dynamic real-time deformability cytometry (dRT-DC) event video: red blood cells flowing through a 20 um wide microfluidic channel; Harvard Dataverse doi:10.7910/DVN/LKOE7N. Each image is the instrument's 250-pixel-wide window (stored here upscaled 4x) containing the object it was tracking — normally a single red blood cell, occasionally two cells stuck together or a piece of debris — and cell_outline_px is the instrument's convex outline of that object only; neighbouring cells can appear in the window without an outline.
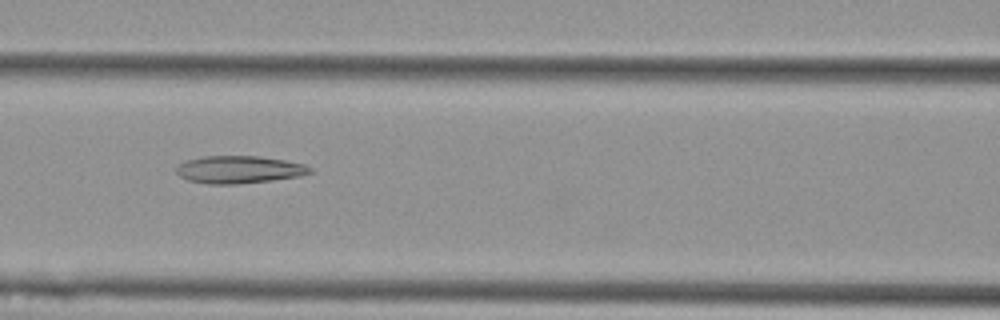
{"species": "Egyptian fruit bat (a non-hibernating species)", "species_latin": "Rousettus aegyptiacus", "temperature_condition": "cold", "stored_images_in_passage": 8, "camera_frame_rate_fps": 3000, "um_per_image_px": 0.085, "animal": {"sex": "female"}, "frame": {"image": 1, "passage_image": 7, "time_ms": 2.0, "image_size_px": [1000, 320], "cell_outline_px": [[312, 172], [296, 176], [272, 180], [236, 184], [208, 184], [188, 180], [180, 176], [176, 172], [176, 164], [184, 160], [204, 156], [260, 156], [284, 160], [304, 164], [312, 168]], "centroid_in_image_um": [20.26, 14.4], "position_along_channel_um": 146.3, "area_um2": 21.44}}
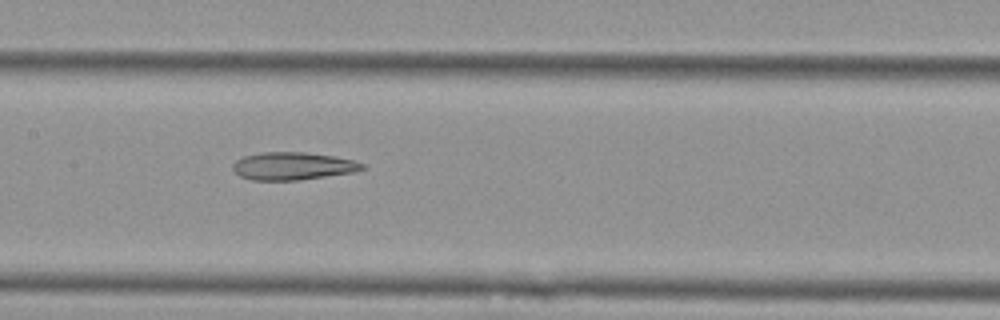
{"frame": {"image": 2, "passage_image": 8, "time_ms": 2.333, "image_size_px": [1000, 320], "cell_outline_px": [[368, 168], [352, 172], [300, 180], [252, 180], [240, 176], [232, 168], [232, 164], [236, 160], [244, 156], [260, 152], [304, 152], [332, 156], [352, 160], [364, 164]], "centroid_in_image_um": [24.87, 14.11], "position_along_channel_um": 182.5, "area_um2": 20.81}}